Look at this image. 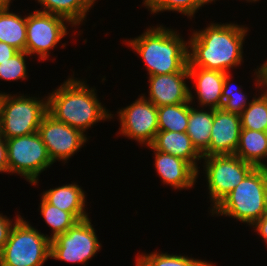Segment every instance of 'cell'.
<instances>
[{"label": "cell", "mask_w": 267, "mask_h": 266, "mask_svg": "<svg viewBox=\"0 0 267 266\" xmlns=\"http://www.w3.org/2000/svg\"><path fill=\"white\" fill-rule=\"evenodd\" d=\"M247 28L235 24H210L205 30L196 31L188 42V67L218 70L241 64L242 47Z\"/></svg>", "instance_id": "obj_1"}, {"label": "cell", "mask_w": 267, "mask_h": 266, "mask_svg": "<svg viewBox=\"0 0 267 266\" xmlns=\"http://www.w3.org/2000/svg\"><path fill=\"white\" fill-rule=\"evenodd\" d=\"M80 80L68 78L47 99V112L56 120L81 131L100 120L112 117L96 97L95 89H89Z\"/></svg>", "instance_id": "obj_2"}, {"label": "cell", "mask_w": 267, "mask_h": 266, "mask_svg": "<svg viewBox=\"0 0 267 266\" xmlns=\"http://www.w3.org/2000/svg\"><path fill=\"white\" fill-rule=\"evenodd\" d=\"M128 42L145 61L149 76L188 72V43L174 30L150 27Z\"/></svg>", "instance_id": "obj_3"}, {"label": "cell", "mask_w": 267, "mask_h": 266, "mask_svg": "<svg viewBox=\"0 0 267 266\" xmlns=\"http://www.w3.org/2000/svg\"><path fill=\"white\" fill-rule=\"evenodd\" d=\"M267 210V175L264 168H254L214 208L212 215L231 216L253 225Z\"/></svg>", "instance_id": "obj_4"}, {"label": "cell", "mask_w": 267, "mask_h": 266, "mask_svg": "<svg viewBox=\"0 0 267 266\" xmlns=\"http://www.w3.org/2000/svg\"><path fill=\"white\" fill-rule=\"evenodd\" d=\"M51 239L18 215L0 252V266H42L50 257Z\"/></svg>", "instance_id": "obj_5"}, {"label": "cell", "mask_w": 267, "mask_h": 266, "mask_svg": "<svg viewBox=\"0 0 267 266\" xmlns=\"http://www.w3.org/2000/svg\"><path fill=\"white\" fill-rule=\"evenodd\" d=\"M0 93V135L6 140L38 132L47 113V99Z\"/></svg>", "instance_id": "obj_6"}, {"label": "cell", "mask_w": 267, "mask_h": 266, "mask_svg": "<svg viewBox=\"0 0 267 266\" xmlns=\"http://www.w3.org/2000/svg\"><path fill=\"white\" fill-rule=\"evenodd\" d=\"M8 173H18L37 184L38 175L53 164L38 132L5 140Z\"/></svg>", "instance_id": "obj_7"}, {"label": "cell", "mask_w": 267, "mask_h": 266, "mask_svg": "<svg viewBox=\"0 0 267 266\" xmlns=\"http://www.w3.org/2000/svg\"><path fill=\"white\" fill-rule=\"evenodd\" d=\"M213 208L255 167L235 154L202 156Z\"/></svg>", "instance_id": "obj_8"}, {"label": "cell", "mask_w": 267, "mask_h": 266, "mask_svg": "<svg viewBox=\"0 0 267 266\" xmlns=\"http://www.w3.org/2000/svg\"><path fill=\"white\" fill-rule=\"evenodd\" d=\"M89 218L78 221L65 233L51 239L50 258L84 264L99 251L101 245Z\"/></svg>", "instance_id": "obj_9"}, {"label": "cell", "mask_w": 267, "mask_h": 266, "mask_svg": "<svg viewBox=\"0 0 267 266\" xmlns=\"http://www.w3.org/2000/svg\"><path fill=\"white\" fill-rule=\"evenodd\" d=\"M64 21L69 22L62 16L35 10L26 17V48L29 55L37 54L41 60H46L50 55L49 50L67 35Z\"/></svg>", "instance_id": "obj_10"}, {"label": "cell", "mask_w": 267, "mask_h": 266, "mask_svg": "<svg viewBox=\"0 0 267 266\" xmlns=\"http://www.w3.org/2000/svg\"><path fill=\"white\" fill-rule=\"evenodd\" d=\"M38 134L53 163L56 160L67 161L87 142L85 134L64 122L56 120L48 112L41 120Z\"/></svg>", "instance_id": "obj_11"}, {"label": "cell", "mask_w": 267, "mask_h": 266, "mask_svg": "<svg viewBox=\"0 0 267 266\" xmlns=\"http://www.w3.org/2000/svg\"><path fill=\"white\" fill-rule=\"evenodd\" d=\"M121 134L125 137L150 145L158 130V111L147 97L141 96L134 103L118 112Z\"/></svg>", "instance_id": "obj_12"}, {"label": "cell", "mask_w": 267, "mask_h": 266, "mask_svg": "<svg viewBox=\"0 0 267 266\" xmlns=\"http://www.w3.org/2000/svg\"><path fill=\"white\" fill-rule=\"evenodd\" d=\"M241 129L240 115L222 108L213 109V126L209 147L201 155L235 154Z\"/></svg>", "instance_id": "obj_13"}, {"label": "cell", "mask_w": 267, "mask_h": 266, "mask_svg": "<svg viewBox=\"0 0 267 266\" xmlns=\"http://www.w3.org/2000/svg\"><path fill=\"white\" fill-rule=\"evenodd\" d=\"M188 72H175L164 75L149 76V98L155 106L174 105L190 101V90L184 79Z\"/></svg>", "instance_id": "obj_14"}, {"label": "cell", "mask_w": 267, "mask_h": 266, "mask_svg": "<svg viewBox=\"0 0 267 266\" xmlns=\"http://www.w3.org/2000/svg\"><path fill=\"white\" fill-rule=\"evenodd\" d=\"M154 154V165L164 184L180 190L194 185L198 171L189 162L158 150H154Z\"/></svg>", "instance_id": "obj_15"}, {"label": "cell", "mask_w": 267, "mask_h": 266, "mask_svg": "<svg viewBox=\"0 0 267 266\" xmlns=\"http://www.w3.org/2000/svg\"><path fill=\"white\" fill-rule=\"evenodd\" d=\"M189 79H195V88L199 104L218 109L222 107V89L224 78L227 73L204 69L199 67H188Z\"/></svg>", "instance_id": "obj_16"}, {"label": "cell", "mask_w": 267, "mask_h": 266, "mask_svg": "<svg viewBox=\"0 0 267 266\" xmlns=\"http://www.w3.org/2000/svg\"><path fill=\"white\" fill-rule=\"evenodd\" d=\"M148 147L182 158L199 171L196 160H201L202 155L192 145L186 132L158 131Z\"/></svg>", "instance_id": "obj_17"}, {"label": "cell", "mask_w": 267, "mask_h": 266, "mask_svg": "<svg viewBox=\"0 0 267 266\" xmlns=\"http://www.w3.org/2000/svg\"><path fill=\"white\" fill-rule=\"evenodd\" d=\"M42 197L51 205L71 212L79 221L87 219L85 210V193L79 185L66 184L45 191Z\"/></svg>", "instance_id": "obj_18"}, {"label": "cell", "mask_w": 267, "mask_h": 266, "mask_svg": "<svg viewBox=\"0 0 267 266\" xmlns=\"http://www.w3.org/2000/svg\"><path fill=\"white\" fill-rule=\"evenodd\" d=\"M235 155L255 168H262L261 160L267 158V132L241 129Z\"/></svg>", "instance_id": "obj_19"}, {"label": "cell", "mask_w": 267, "mask_h": 266, "mask_svg": "<svg viewBox=\"0 0 267 266\" xmlns=\"http://www.w3.org/2000/svg\"><path fill=\"white\" fill-rule=\"evenodd\" d=\"M189 120L186 134L190 137L192 145L202 154L208 147L213 126V109L210 111H198L190 106L193 95L190 91Z\"/></svg>", "instance_id": "obj_20"}, {"label": "cell", "mask_w": 267, "mask_h": 266, "mask_svg": "<svg viewBox=\"0 0 267 266\" xmlns=\"http://www.w3.org/2000/svg\"><path fill=\"white\" fill-rule=\"evenodd\" d=\"M26 38V18L9 12V6L0 8V41L18 51H25Z\"/></svg>", "instance_id": "obj_21"}, {"label": "cell", "mask_w": 267, "mask_h": 266, "mask_svg": "<svg viewBox=\"0 0 267 266\" xmlns=\"http://www.w3.org/2000/svg\"><path fill=\"white\" fill-rule=\"evenodd\" d=\"M96 0H38L44 6L42 12L62 16L71 24H80Z\"/></svg>", "instance_id": "obj_22"}, {"label": "cell", "mask_w": 267, "mask_h": 266, "mask_svg": "<svg viewBox=\"0 0 267 266\" xmlns=\"http://www.w3.org/2000/svg\"><path fill=\"white\" fill-rule=\"evenodd\" d=\"M189 102L157 107L158 130L186 132L189 120Z\"/></svg>", "instance_id": "obj_23"}, {"label": "cell", "mask_w": 267, "mask_h": 266, "mask_svg": "<svg viewBox=\"0 0 267 266\" xmlns=\"http://www.w3.org/2000/svg\"><path fill=\"white\" fill-rule=\"evenodd\" d=\"M241 128L267 132V90L248 103L240 114Z\"/></svg>", "instance_id": "obj_24"}, {"label": "cell", "mask_w": 267, "mask_h": 266, "mask_svg": "<svg viewBox=\"0 0 267 266\" xmlns=\"http://www.w3.org/2000/svg\"><path fill=\"white\" fill-rule=\"evenodd\" d=\"M40 213L49 227H52L54 239L57 235L65 233L73 227L79 220L71 213L49 204L43 197L40 203Z\"/></svg>", "instance_id": "obj_25"}, {"label": "cell", "mask_w": 267, "mask_h": 266, "mask_svg": "<svg viewBox=\"0 0 267 266\" xmlns=\"http://www.w3.org/2000/svg\"><path fill=\"white\" fill-rule=\"evenodd\" d=\"M136 266H213L209 262L167 253H151L137 256Z\"/></svg>", "instance_id": "obj_26"}, {"label": "cell", "mask_w": 267, "mask_h": 266, "mask_svg": "<svg viewBox=\"0 0 267 266\" xmlns=\"http://www.w3.org/2000/svg\"><path fill=\"white\" fill-rule=\"evenodd\" d=\"M204 4L202 0H144V5L148 10L150 8L152 13L178 11L190 17Z\"/></svg>", "instance_id": "obj_27"}, {"label": "cell", "mask_w": 267, "mask_h": 266, "mask_svg": "<svg viewBox=\"0 0 267 266\" xmlns=\"http://www.w3.org/2000/svg\"><path fill=\"white\" fill-rule=\"evenodd\" d=\"M229 76L230 75L227 73L224 78L221 108L225 111L240 115L247 107V97L237 87V89H235L234 86H229Z\"/></svg>", "instance_id": "obj_28"}, {"label": "cell", "mask_w": 267, "mask_h": 266, "mask_svg": "<svg viewBox=\"0 0 267 266\" xmlns=\"http://www.w3.org/2000/svg\"><path fill=\"white\" fill-rule=\"evenodd\" d=\"M28 55L25 51H18L13 57L0 62V79L10 81L25 79L27 76L25 56Z\"/></svg>", "instance_id": "obj_29"}, {"label": "cell", "mask_w": 267, "mask_h": 266, "mask_svg": "<svg viewBox=\"0 0 267 266\" xmlns=\"http://www.w3.org/2000/svg\"><path fill=\"white\" fill-rule=\"evenodd\" d=\"M13 225L12 221L0 214V252L8 240Z\"/></svg>", "instance_id": "obj_30"}, {"label": "cell", "mask_w": 267, "mask_h": 266, "mask_svg": "<svg viewBox=\"0 0 267 266\" xmlns=\"http://www.w3.org/2000/svg\"><path fill=\"white\" fill-rule=\"evenodd\" d=\"M0 172H8L7 146L5 139L0 135Z\"/></svg>", "instance_id": "obj_31"}, {"label": "cell", "mask_w": 267, "mask_h": 266, "mask_svg": "<svg viewBox=\"0 0 267 266\" xmlns=\"http://www.w3.org/2000/svg\"><path fill=\"white\" fill-rule=\"evenodd\" d=\"M252 226L253 228L254 227L256 228L254 230L258 231L257 233H259V235L262 236V238L267 243V210L263 214V216L258 221H256Z\"/></svg>", "instance_id": "obj_32"}, {"label": "cell", "mask_w": 267, "mask_h": 266, "mask_svg": "<svg viewBox=\"0 0 267 266\" xmlns=\"http://www.w3.org/2000/svg\"><path fill=\"white\" fill-rule=\"evenodd\" d=\"M18 52L14 47L0 41V62H4L13 57Z\"/></svg>", "instance_id": "obj_33"}, {"label": "cell", "mask_w": 267, "mask_h": 266, "mask_svg": "<svg viewBox=\"0 0 267 266\" xmlns=\"http://www.w3.org/2000/svg\"><path fill=\"white\" fill-rule=\"evenodd\" d=\"M258 71L256 72V76H257V86L259 85V87L262 85L265 88L267 87V61H265L264 64H262V66L259 67V69H257Z\"/></svg>", "instance_id": "obj_34"}, {"label": "cell", "mask_w": 267, "mask_h": 266, "mask_svg": "<svg viewBox=\"0 0 267 266\" xmlns=\"http://www.w3.org/2000/svg\"><path fill=\"white\" fill-rule=\"evenodd\" d=\"M11 0H0V8H5L10 5Z\"/></svg>", "instance_id": "obj_35"}, {"label": "cell", "mask_w": 267, "mask_h": 266, "mask_svg": "<svg viewBox=\"0 0 267 266\" xmlns=\"http://www.w3.org/2000/svg\"><path fill=\"white\" fill-rule=\"evenodd\" d=\"M202 1L206 4V3H209V2L211 3V1H215V0H202Z\"/></svg>", "instance_id": "obj_36"}, {"label": "cell", "mask_w": 267, "mask_h": 266, "mask_svg": "<svg viewBox=\"0 0 267 266\" xmlns=\"http://www.w3.org/2000/svg\"><path fill=\"white\" fill-rule=\"evenodd\" d=\"M262 168L267 169V165H266V163L264 164V166H263Z\"/></svg>", "instance_id": "obj_37"}]
</instances>
